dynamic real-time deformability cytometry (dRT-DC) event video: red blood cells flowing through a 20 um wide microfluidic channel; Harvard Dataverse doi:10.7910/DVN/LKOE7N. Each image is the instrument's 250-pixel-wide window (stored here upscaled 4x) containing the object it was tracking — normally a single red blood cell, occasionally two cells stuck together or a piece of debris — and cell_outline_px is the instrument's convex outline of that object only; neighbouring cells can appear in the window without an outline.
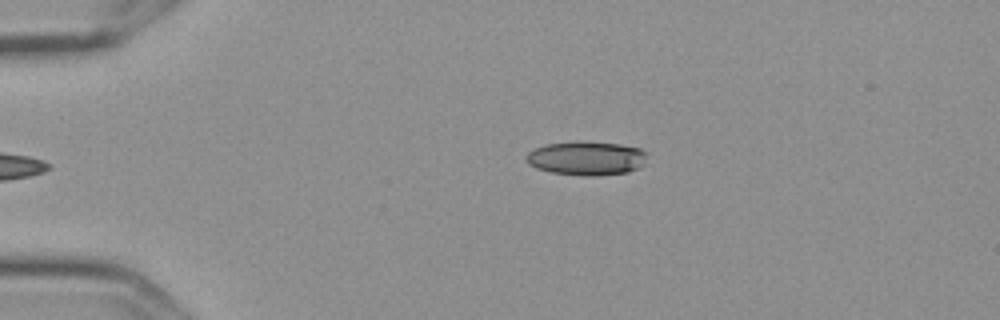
{"species": "Egyptian fruit bat (a non-hibernating species)", "species_latin": "Rousettus aegyptiacus", "temperature_condition": "cold", "stored_images_in_passage": 5, "camera_frame_rate_fps": 3000, "um_per_image_px": 0.085, "frame": {"image": 1, "passage_image": 5, "time_ms": 1.333, "image_size_px": [1000, 320], "cell_outline_px": [[648, 152], [640, 164], [636, 168], [628, 172], [596, 176], [592, 176], [552, 172], [536, 168], [528, 164], [524, 160], [524, 156], [528, 152], [544, 144], [576, 140], [580, 140], [620, 144], [640, 148]], "centroid_in_image_um": [49.78, 13.42], "position_along_channel_um": 35.2, "area_um2": 24.04}}